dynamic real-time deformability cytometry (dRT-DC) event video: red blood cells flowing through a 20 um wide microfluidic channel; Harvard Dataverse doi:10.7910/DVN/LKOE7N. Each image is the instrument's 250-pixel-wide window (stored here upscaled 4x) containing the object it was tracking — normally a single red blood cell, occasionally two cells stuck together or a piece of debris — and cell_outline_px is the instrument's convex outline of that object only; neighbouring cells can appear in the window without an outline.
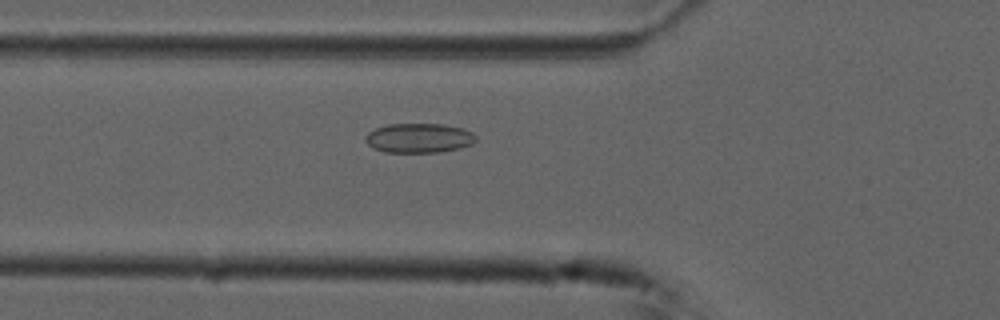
{"species": "common noctule bat (a hibernating species)", "species_latin": "Nyctalus noctula", "temperature_condition": "cold", "stored_images_in_passage": 35, "camera_frame_rate_fps": 3000, "um_per_image_px": 0.085, "animal": {"sex": "male", "forearm_length_mm": 52.5}, "frame": {"image": 1, "passage_image": 5, "time_ms": 1.333, "image_size_px": [1000, 320], "cell_outline_px": [[476, 140], [472, 144], [460, 148], [440, 152], [384, 152], [372, 148], [364, 140], [364, 136], [368, 132], [376, 128], [388, 124], [444, 124], [464, 128], [472, 132], [476, 136]], "centroid_in_image_um": [35.61, 11.73], "position_along_channel_um": 90.2, "area_um2": 19.19}}
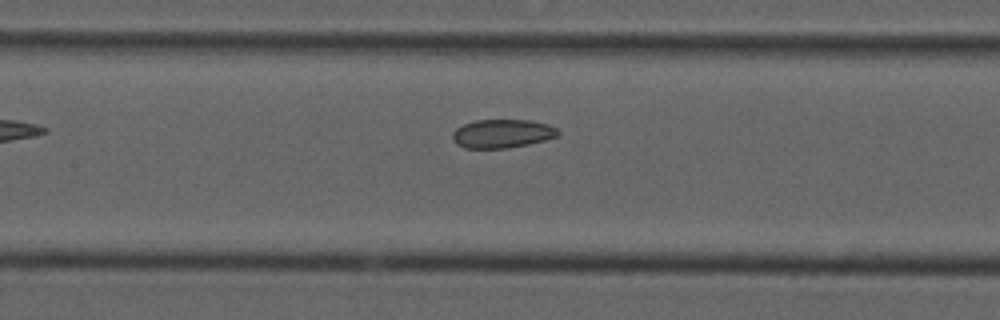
{"frame": {"image": 2, "passage_image": 11, "time_ms": 3.333, "image_size_px": [1000, 320], "cell_outline_px": [[560, 132], [556, 136], [544, 140], [528, 144], [508, 148], [464, 148], [456, 144], [452, 140], [452, 132], [456, 128], [464, 124], [476, 120], [528, 120], [548, 124], [556, 128]], "centroid_in_image_um": [42.65, 11.36], "position_along_channel_um": 164.8, "area_um2": 17.57}}
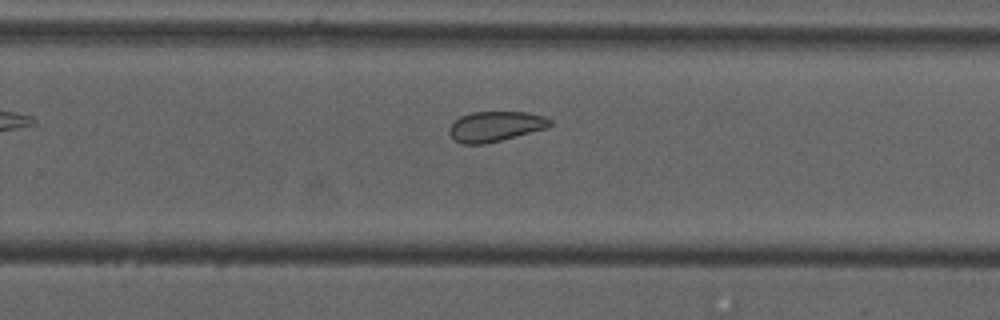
{"frame": {"image": 3, "passage_image": 21, "time_ms": 6.667, "image_size_px": [1000, 320], "cell_outline_px": [[552, 124], [548, 128], [484, 144], [460, 144], [448, 132], [448, 128], [460, 116], [472, 112], [528, 112], [544, 116], [552, 120]], "centroid_in_image_um": [42.12, 10.74], "position_along_channel_um": 287.7, "area_um2": 17.69}, "authors_computed_cell_mechanics": {"area_um2": 18.3804, "velocity_mm_per_s": 3.7089, "shape_relaxation_time_tau1_ms": null, "shape_relaxation_time_tau2_ms": 2.7571, "deformation_change_tau1": null, "deformation_change_tau2": 0.0768}}